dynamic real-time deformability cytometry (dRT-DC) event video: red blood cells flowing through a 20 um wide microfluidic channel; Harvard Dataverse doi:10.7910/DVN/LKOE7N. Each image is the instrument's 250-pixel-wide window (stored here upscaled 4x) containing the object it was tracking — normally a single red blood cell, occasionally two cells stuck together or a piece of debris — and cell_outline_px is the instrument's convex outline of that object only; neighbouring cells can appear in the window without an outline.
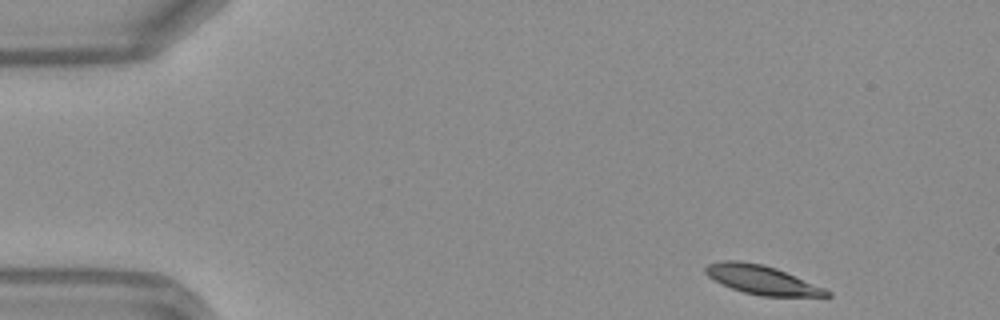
{"species": "Egyptian fruit bat (a non-hibernating species)", "species_latin": "Rousettus aegyptiacus", "temperature_condition": "warm", "stored_images_in_passage": 46, "segment_of_instrument_passage": [1, 2], "camera_frame_rate_fps": 3000, "um_per_image_px": 0.085, "frame": {"image": 1, "passage_image": 1, "time_ms": 0.0, "image_size_px": [1000, 320], "cell_outline_px": [[832, 296], [760, 296], [744, 292], [732, 288], [708, 276], [704, 272], [704, 268], [708, 264], [720, 260], [740, 260], [764, 264], [776, 268], [824, 288], [832, 292]], "centroid_in_image_um": [64.74, 23.77], "position_along_channel_um": 20.3, "area_um2": 20.29}}
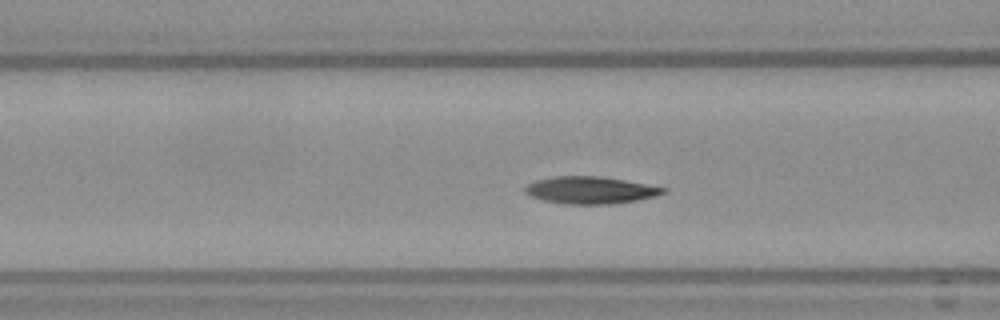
{"frame": {"image": 2, "passage_image": 15, "time_ms": 4.667, "image_size_px": [1000, 320], "cell_outline_px": [[668, 192], [656, 196], [636, 200], [612, 204], [568, 204], [544, 200], [532, 196], [524, 192], [524, 188], [528, 184], [536, 180], [556, 176], [600, 176], [624, 180], [668, 188]], "centroid_in_image_um": [50.22, 16.16], "position_along_channel_um": 116.4, "area_um2": 21.79}}
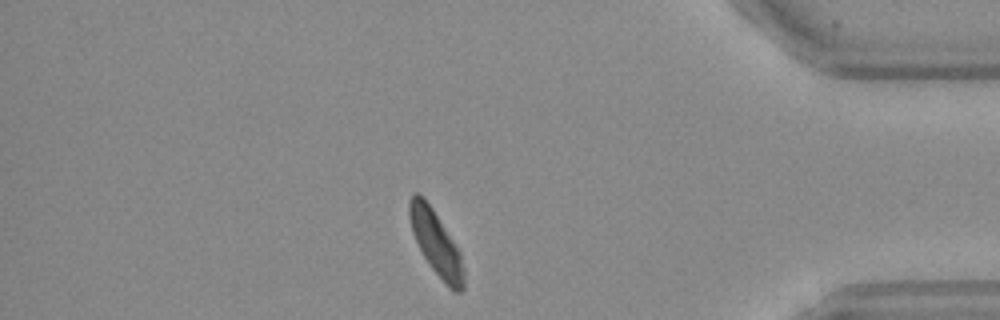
{"frame": {"image": 3, "passage_image": 38, "time_ms": 12.333, "image_size_px": [1000, 320], "cell_outline_px": [[464, 288], [460, 292], [456, 292], [448, 288], [432, 268], [424, 256], [412, 232], [408, 212], [408, 200], [412, 192], [416, 192], [432, 208], [460, 252], [464, 268]], "centroid_in_image_um": [37.06, 20.69], "position_along_channel_um": 398.1, "area_um2": 20.06}}